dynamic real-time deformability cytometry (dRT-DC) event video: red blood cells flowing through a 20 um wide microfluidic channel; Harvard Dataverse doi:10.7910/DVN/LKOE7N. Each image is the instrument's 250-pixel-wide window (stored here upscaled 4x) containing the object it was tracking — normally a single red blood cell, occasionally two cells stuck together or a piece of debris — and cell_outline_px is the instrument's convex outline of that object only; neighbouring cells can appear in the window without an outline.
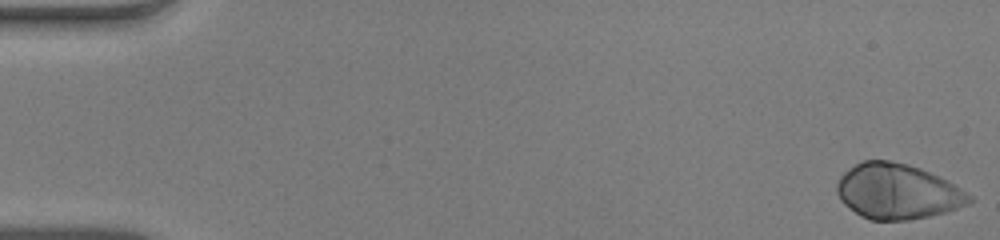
{"species": "human", "species_latin": "Homo sapiens", "temperature_condition": "warm", "stored_images_in_passage": 53, "camera_frame_rate_fps": 3000, "um_per_image_px": 0.085, "donor": {"sex": "male"}, "frame": {"image": 1, "passage_image": 1, "time_ms": 0.0, "image_size_px": [1000, 240], "cell_outline_px": [[972, 200], [968, 204], [944, 212], [928, 216], [908, 220], [872, 220], [860, 216], [848, 208], [840, 200], [836, 192], [836, 184], [840, 176], [848, 168], [864, 160], [888, 160], [908, 164], [920, 168], [940, 176], [948, 180], [972, 196]], "centroid_in_image_um": [76.25, 16.27], "position_along_channel_um": 8.8, "area_um2": 42.71}}
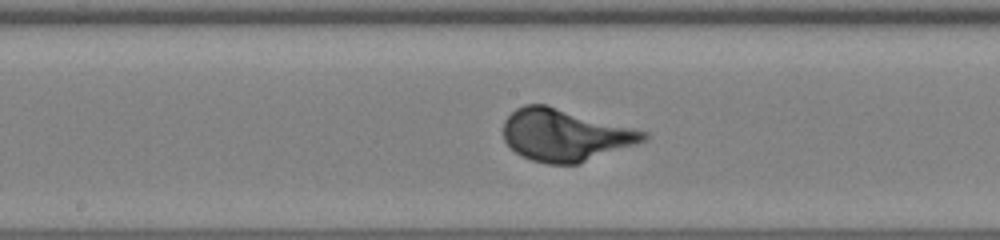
{"frame": {"image": 2, "passage_image": 28, "time_ms": 9.0, "image_size_px": [1000, 240], "cell_outline_px": [[648, 136], [644, 140], [636, 144], [580, 164], [548, 164], [532, 160], [520, 156], [504, 140], [504, 120], [516, 108], [524, 104], [544, 104], [648, 132]], "centroid_in_image_um": [48.01, 11.49], "position_along_channel_um": 200.2, "area_um2": 42.25}}
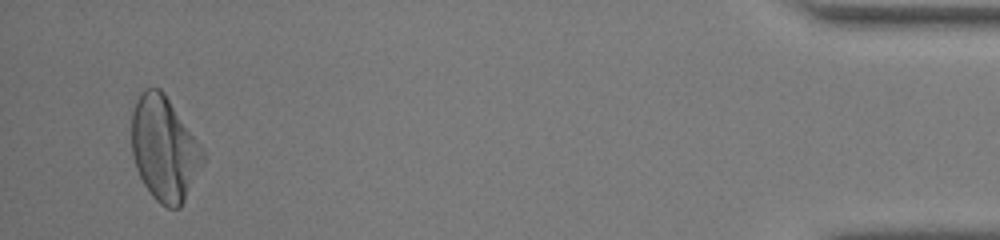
{"frame": {"image": 3, "passage_image": 51, "time_ms": 16.667, "image_size_px": [1000, 240], "cell_outline_px": [[204, 160], [180, 208], [168, 208], [160, 204], [152, 196], [144, 184], [136, 168], [132, 152], [132, 112], [136, 100], [144, 88], [160, 88], [164, 92], [204, 152]], "centroid_in_image_um": [13.93, 12.64], "position_along_channel_um": 421.3, "area_um2": 42.66}}